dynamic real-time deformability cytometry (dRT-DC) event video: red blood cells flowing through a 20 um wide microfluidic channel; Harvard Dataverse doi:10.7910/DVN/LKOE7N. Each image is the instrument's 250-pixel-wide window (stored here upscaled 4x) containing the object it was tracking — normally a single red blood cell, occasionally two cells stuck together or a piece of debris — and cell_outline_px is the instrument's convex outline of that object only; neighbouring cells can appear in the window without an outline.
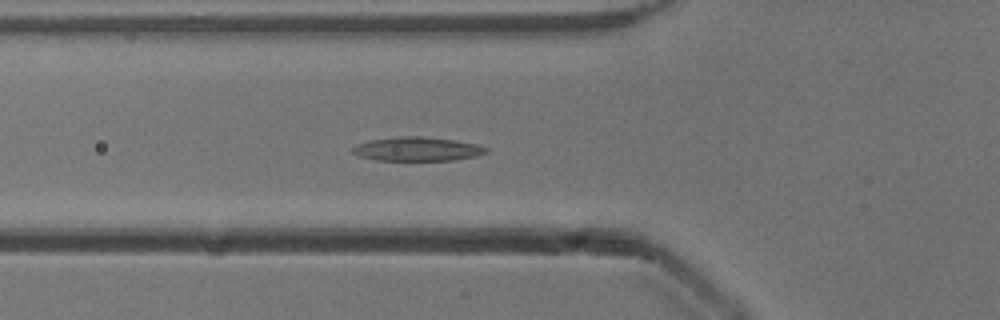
{"species": "common noctule bat (a hibernating species)", "species_latin": "Nyctalus noctula", "temperature_condition": "cold", "stored_images_in_passage": 42, "camera_frame_rate_fps": 3000, "um_per_image_px": 0.085, "animal": {"sex": "male", "body_mass_g": 13.3}, "frame": {"image": 1, "passage_image": 8, "time_ms": 2.333, "image_size_px": [1000, 320], "cell_outline_px": [[488, 152], [476, 156], [452, 160], [376, 160], [360, 156], [352, 152], [352, 148], [356, 144], [368, 140], [400, 136], [420, 136], [452, 140], [476, 144], [488, 148]], "centroid_in_image_um": [35.44, 12.66], "position_along_channel_um": 90.4, "area_um2": 18.5}}
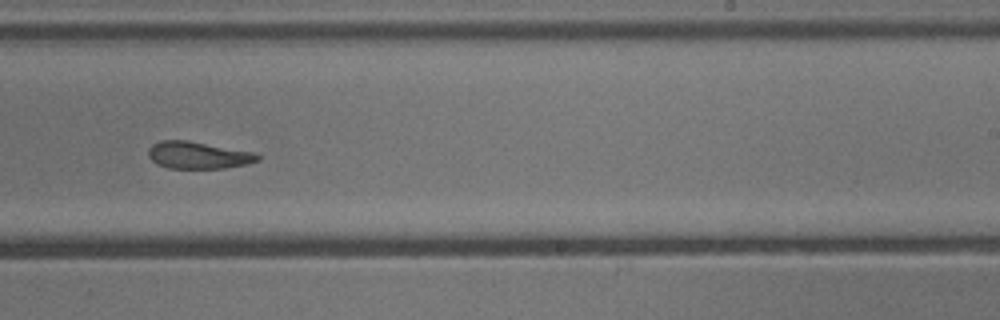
{"frame": {"image": 2, "passage_image": 22, "time_ms": 7.0, "image_size_px": [1000, 320], "cell_outline_px": [[260, 160], [244, 164], [224, 168], [168, 168], [156, 164], [148, 156], [148, 148], [152, 144], [160, 140], [188, 140], [252, 152], [260, 156]], "centroid_in_image_um": [16.78, 13.18], "position_along_channel_um": 272.2, "area_um2": 17.17}}
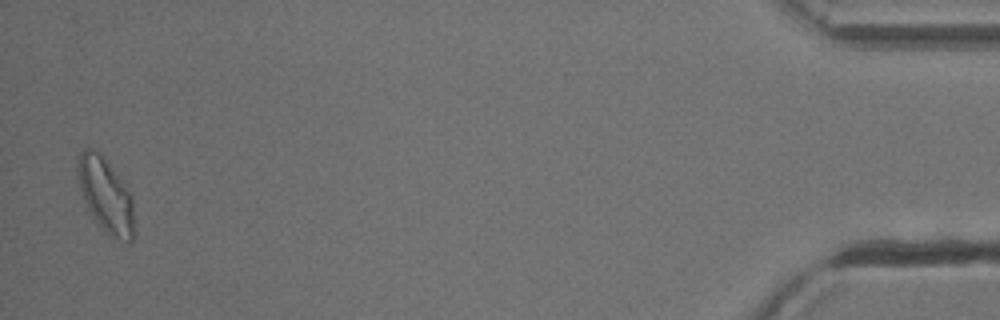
{"frame": {"image": 3, "passage_image": 41, "time_ms": 13.333, "image_size_px": [1000, 320], "cell_outline_px": [[136, 232], [132, 240], [128, 244], [124, 244], [112, 240], [96, 220], [88, 208], [80, 192], [76, 180], [76, 164], [80, 152], [84, 148], [92, 148], [100, 152], [104, 156], [132, 192]], "centroid_in_image_um": [9.02, 16.63], "position_along_channel_um": 426.2, "area_um2": 25.84}, "authors_computed_cell_mechanics": {"area_um2": 18.7272, "velocity_mm_per_s": 3.8848, "shape_relaxation_time_tau1_ms": 11.2687, "shape_relaxation_time_tau2_ms": 2.8883, "deformation_change_tau1": 0.2767, "deformation_change_tau2": 0.0897}}